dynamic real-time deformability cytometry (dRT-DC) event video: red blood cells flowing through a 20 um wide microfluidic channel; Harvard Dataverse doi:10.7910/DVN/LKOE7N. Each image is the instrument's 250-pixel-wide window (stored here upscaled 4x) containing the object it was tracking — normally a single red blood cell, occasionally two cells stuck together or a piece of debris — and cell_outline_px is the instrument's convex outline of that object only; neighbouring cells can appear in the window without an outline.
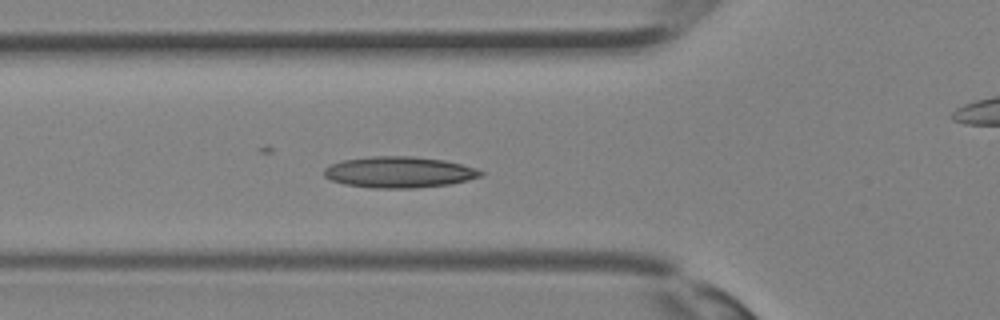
{"species": "Egyptian fruit bat (a non-hibernating species)", "species_latin": "Rousettus aegyptiacus", "temperature_condition": "room temperature", "stored_images_in_passage": 35, "camera_frame_rate_fps": 3000, "um_per_image_px": 0.085, "animal": {"sex": "female"}, "frame": {"image": 1, "passage_image": 12, "time_ms": 3.667, "image_size_px": [1000, 320], "cell_outline_px": [[484, 176], [468, 180], [448, 184], [416, 188], [372, 188], [344, 184], [332, 180], [324, 176], [324, 168], [340, 160], [368, 156], [416, 156], [444, 160], [476, 168], [484, 172]], "centroid_in_image_um": [33.92, 14.63], "position_along_channel_um": 91.9, "area_um2": 28.61}}
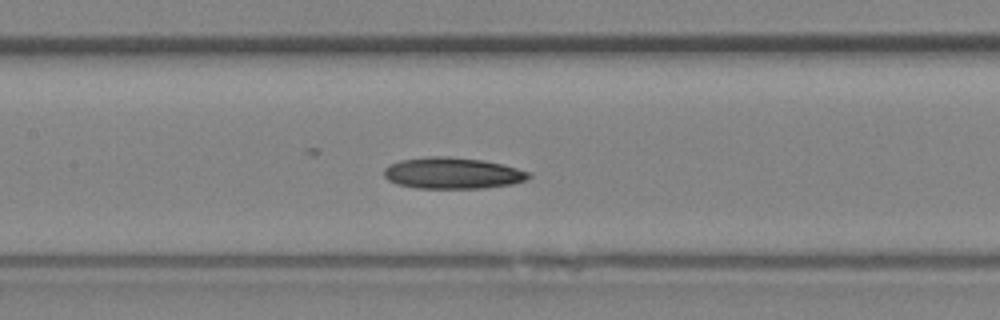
{"frame": {"image": 2, "passage_image": 16, "time_ms": 5.0, "image_size_px": [1000, 320], "cell_outline_px": [[532, 176], [528, 180], [512, 184], [484, 188], [416, 188], [396, 184], [388, 180], [384, 176], [384, 168], [388, 164], [400, 160], [428, 156], [448, 156], [480, 160], [500, 164], [532, 172]], "centroid_in_image_um": [38.46, 14.72], "position_along_channel_um": 168.9, "area_um2": 26.59}}
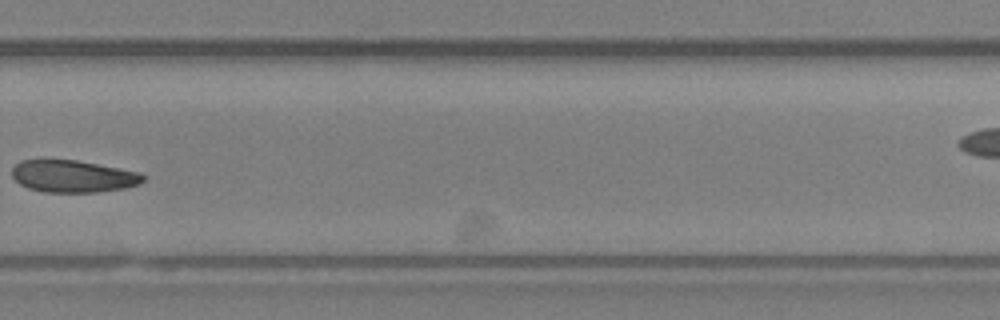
{"frame": {"image": 3, "passage_image": 24, "time_ms": 7.667, "image_size_px": [1000, 320], "cell_outline_px": [[144, 180], [140, 184], [124, 188], [100, 192], [44, 192], [28, 188], [20, 184], [12, 176], [12, 168], [20, 160], [76, 160], [140, 172], [144, 176]], "centroid_in_image_um": [6.21, 14.99], "position_along_channel_um": 323.6, "area_um2": 24.51}}